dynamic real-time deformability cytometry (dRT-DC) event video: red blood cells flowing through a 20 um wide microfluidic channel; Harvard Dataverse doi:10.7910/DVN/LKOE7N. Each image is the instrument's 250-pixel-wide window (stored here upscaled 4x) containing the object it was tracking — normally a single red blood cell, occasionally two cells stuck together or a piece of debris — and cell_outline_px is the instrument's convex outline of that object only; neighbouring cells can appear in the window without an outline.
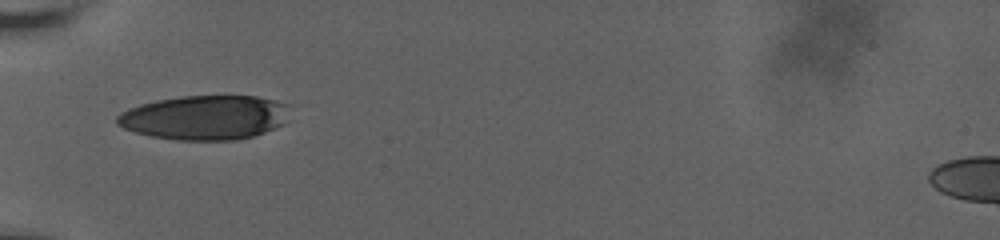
{"species": "human", "species_latin": "Homo sapiens", "temperature_condition": "room temperature", "stored_images_in_passage": 2, "camera_frame_rate_fps": 3000, "um_per_image_px": 0.085, "donor": {"sex": "male"}, "frame": {"image": 1, "passage_image": 1, "time_ms": 0.0, "image_size_px": [1000, 240], "cell_outline_px": [[292, 104], [284, 124], [276, 128], [252, 136], [236, 140], [176, 140], [152, 136], [136, 132], [124, 128], [116, 124], [116, 116], [120, 112], [128, 108], [140, 104], [156, 100], [180, 96], [256, 96], [276, 100]], "centroid_in_image_um": [17.44, 9.98], "position_along_channel_um": 67.6, "area_um2": 45.08}}